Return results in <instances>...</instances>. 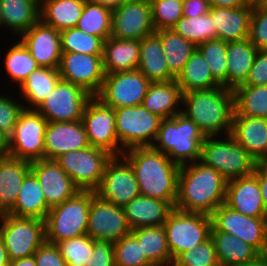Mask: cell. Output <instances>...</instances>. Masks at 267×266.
Masks as SVG:
<instances>
[{
    "mask_svg": "<svg viewBox=\"0 0 267 266\" xmlns=\"http://www.w3.org/2000/svg\"><path fill=\"white\" fill-rule=\"evenodd\" d=\"M226 188L227 180L214 168L200 161L182 165L174 208L211 216L225 204Z\"/></svg>",
    "mask_w": 267,
    "mask_h": 266,
    "instance_id": "obj_1",
    "label": "cell"
},
{
    "mask_svg": "<svg viewBox=\"0 0 267 266\" xmlns=\"http://www.w3.org/2000/svg\"><path fill=\"white\" fill-rule=\"evenodd\" d=\"M122 156L134 170L140 194L168 201L175 207L181 166L152 146L134 147Z\"/></svg>",
    "mask_w": 267,
    "mask_h": 266,
    "instance_id": "obj_2",
    "label": "cell"
},
{
    "mask_svg": "<svg viewBox=\"0 0 267 266\" xmlns=\"http://www.w3.org/2000/svg\"><path fill=\"white\" fill-rule=\"evenodd\" d=\"M181 113L191 119L204 136L231 134L234 92L219 86L182 93Z\"/></svg>",
    "mask_w": 267,
    "mask_h": 266,
    "instance_id": "obj_3",
    "label": "cell"
},
{
    "mask_svg": "<svg viewBox=\"0 0 267 266\" xmlns=\"http://www.w3.org/2000/svg\"><path fill=\"white\" fill-rule=\"evenodd\" d=\"M205 136L183 113L162 119L152 147L179 166L200 161Z\"/></svg>",
    "mask_w": 267,
    "mask_h": 266,
    "instance_id": "obj_4",
    "label": "cell"
},
{
    "mask_svg": "<svg viewBox=\"0 0 267 266\" xmlns=\"http://www.w3.org/2000/svg\"><path fill=\"white\" fill-rule=\"evenodd\" d=\"M200 162L214 168L227 181L252 174L257 165L231 134L206 136L201 145Z\"/></svg>",
    "mask_w": 267,
    "mask_h": 266,
    "instance_id": "obj_5",
    "label": "cell"
},
{
    "mask_svg": "<svg viewBox=\"0 0 267 266\" xmlns=\"http://www.w3.org/2000/svg\"><path fill=\"white\" fill-rule=\"evenodd\" d=\"M91 191H78L60 205L50 208L45 218V240L59 241L87 234Z\"/></svg>",
    "mask_w": 267,
    "mask_h": 266,
    "instance_id": "obj_6",
    "label": "cell"
},
{
    "mask_svg": "<svg viewBox=\"0 0 267 266\" xmlns=\"http://www.w3.org/2000/svg\"><path fill=\"white\" fill-rule=\"evenodd\" d=\"M163 227L166 231L167 246L174 261L181 253L210 238L212 221L211 216L174 208Z\"/></svg>",
    "mask_w": 267,
    "mask_h": 266,
    "instance_id": "obj_7",
    "label": "cell"
},
{
    "mask_svg": "<svg viewBox=\"0 0 267 266\" xmlns=\"http://www.w3.org/2000/svg\"><path fill=\"white\" fill-rule=\"evenodd\" d=\"M116 132L121 148L152 146L162 119L149 112L143 105L116 108Z\"/></svg>",
    "mask_w": 267,
    "mask_h": 266,
    "instance_id": "obj_8",
    "label": "cell"
},
{
    "mask_svg": "<svg viewBox=\"0 0 267 266\" xmlns=\"http://www.w3.org/2000/svg\"><path fill=\"white\" fill-rule=\"evenodd\" d=\"M113 156L107 151L89 146L61 154L55 159L80 191H96L103 178L107 162Z\"/></svg>",
    "mask_w": 267,
    "mask_h": 266,
    "instance_id": "obj_9",
    "label": "cell"
},
{
    "mask_svg": "<svg viewBox=\"0 0 267 266\" xmlns=\"http://www.w3.org/2000/svg\"><path fill=\"white\" fill-rule=\"evenodd\" d=\"M0 236L10 261L27 258L45 241V221L6 213L0 220Z\"/></svg>",
    "mask_w": 267,
    "mask_h": 266,
    "instance_id": "obj_10",
    "label": "cell"
},
{
    "mask_svg": "<svg viewBox=\"0 0 267 266\" xmlns=\"http://www.w3.org/2000/svg\"><path fill=\"white\" fill-rule=\"evenodd\" d=\"M48 121L36 110L24 108L9 138V156L33 162L44 159V136Z\"/></svg>",
    "mask_w": 267,
    "mask_h": 266,
    "instance_id": "obj_11",
    "label": "cell"
},
{
    "mask_svg": "<svg viewBox=\"0 0 267 266\" xmlns=\"http://www.w3.org/2000/svg\"><path fill=\"white\" fill-rule=\"evenodd\" d=\"M81 121L90 146L103 149L112 156H122L124 150L117 137L114 108L92 96L84 108Z\"/></svg>",
    "mask_w": 267,
    "mask_h": 266,
    "instance_id": "obj_12",
    "label": "cell"
},
{
    "mask_svg": "<svg viewBox=\"0 0 267 266\" xmlns=\"http://www.w3.org/2000/svg\"><path fill=\"white\" fill-rule=\"evenodd\" d=\"M150 83L138 69L105 74L101 90L95 97L114 109L142 105Z\"/></svg>",
    "mask_w": 267,
    "mask_h": 266,
    "instance_id": "obj_13",
    "label": "cell"
},
{
    "mask_svg": "<svg viewBox=\"0 0 267 266\" xmlns=\"http://www.w3.org/2000/svg\"><path fill=\"white\" fill-rule=\"evenodd\" d=\"M92 96L82 87L60 80L36 109L48 122L81 121Z\"/></svg>",
    "mask_w": 267,
    "mask_h": 266,
    "instance_id": "obj_14",
    "label": "cell"
},
{
    "mask_svg": "<svg viewBox=\"0 0 267 266\" xmlns=\"http://www.w3.org/2000/svg\"><path fill=\"white\" fill-rule=\"evenodd\" d=\"M212 228L229 233L263 254L267 245V218H255L237 212L225 204L211 215Z\"/></svg>",
    "mask_w": 267,
    "mask_h": 266,
    "instance_id": "obj_15",
    "label": "cell"
},
{
    "mask_svg": "<svg viewBox=\"0 0 267 266\" xmlns=\"http://www.w3.org/2000/svg\"><path fill=\"white\" fill-rule=\"evenodd\" d=\"M95 193L104 201L120 207L140 195L134 170L123 156H113L107 162L102 182Z\"/></svg>",
    "mask_w": 267,
    "mask_h": 266,
    "instance_id": "obj_16",
    "label": "cell"
},
{
    "mask_svg": "<svg viewBox=\"0 0 267 266\" xmlns=\"http://www.w3.org/2000/svg\"><path fill=\"white\" fill-rule=\"evenodd\" d=\"M130 233L123 207L104 201L91 191L87 235L96 241L114 243Z\"/></svg>",
    "mask_w": 267,
    "mask_h": 266,
    "instance_id": "obj_17",
    "label": "cell"
},
{
    "mask_svg": "<svg viewBox=\"0 0 267 266\" xmlns=\"http://www.w3.org/2000/svg\"><path fill=\"white\" fill-rule=\"evenodd\" d=\"M58 71L61 80L78 85L91 96H96L105 78L103 55L62 53Z\"/></svg>",
    "mask_w": 267,
    "mask_h": 266,
    "instance_id": "obj_18",
    "label": "cell"
},
{
    "mask_svg": "<svg viewBox=\"0 0 267 266\" xmlns=\"http://www.w3.org/2000/svg\"><path fill=\"white\" fill-rule=\"evenodd\" d=\"M155 31L150 2L126 1L112 10L113 38L141 40Z\"/></svg>",
    "mask_w": 267,
    "mask_h": 266,
    "instance_id": "obj_19",
    "label": "cell"
},
{
    "mask_svg": "<svg viewBox=\"0 0 267 266\" xmlns=\"http://www.w3.org/2000/svg\"><path fill=\"white\" fill-rule=\"evenodd\" d=\"M18 39L27 47L40 67L58 69L62 56L60 31L39 19Z\"/></svg>",
    "mask_w": 267,
    "mask_h": 266,
    "instance_id": "obj_20",
    "label": "cell"
},
{
    "mask_svg": "<svg viewBox=\"0 0 267 266\" xmlns=\"http://www.w3.org/2000/svg\"><path fill=\"white\" fill-rule=\"evenodd\" d=\"M31 171L38 178L49 208L60 205L80 191L55 160L33 161Z\"/></svg>",
    "mask_w": 267,
    "mask_h": 266,
    "instance_id": "obj_21",
    "label": "cell"
},
{
    "mask_svg": "<svg viewBox=\"0 0 267 266\" xmlns=\"http://www.w3.org/2000/svg\"><path fill=\"white\" fill-rule=\"evenodd\" d=\"M89 146L82 121L48 122L44 136V159L55 160L63 153Z\"/></svg>",
    "mask_w": 267,
    "mask_h": 266,
    "instance_id": "obj_22",
    "label": "cell"
},
{
    "mask_svg": "<svg viewBox=\"0 0 267 266\" xmlns=\"http://www.w3.org/2000/svg\"><path fill=\"white\" fill-rule=\"evenodd\" d=\"M225 205L246 216L267 218L258 177L254 173L227 181Z\"/></svg>",
    "mask_w": 267,
    "mask_h": 266,
    "instance_id": "obj_23",
    "label": "cell"
},
{
    "mask_svg": "<svg viewBox=\"0 0 267 266\" xmlns=\"http://www.w3.org/2000/svg\"><path fill=\"white\" fill-rule=\"evenodd\" d=\"M231 135L256 160L267 162V119L232 116Z\"/></svg>",
    "mask_w": 267,
    "mask_h": 266,
    "instance_id": "obj_24",
    "label": "cell"
},
{
    "mask_svg": "<svg viewBox=\"0 0 267 266\" xmlns=\"http://www.w3.org/2000/svg\"><path fill=\"white\" fill-rule=\"evenodd\" d=\"M127 223L131 230L162 226L174 207L164 200L138 195L124 207Z\"/></svg>",
    "mask_w": 267,
    "mask_h": 266,
    "instance_id": "obj_25",
    "label": "cell"
},
{
    "mask_svg": "<svg viewBox=\"0 0 267 266\" xmlns=\"http://www.w3.org/2000/svg\"><path fill=\"white\" fill-rule=\"evenodd\" d=\"M253 4L238 8H220L210 6L209 13L217 29V39L223 41H241L249 38L250 17Z\"/></svg>",
    "mask_w": 267,
    "mask_h": 266,
    "instance_id": "obj_26",
    "label": "cell"
},
{
    "mask_svg": "<svg viewBox=\"0 0 267 266\" xmlns=\"http://www.w3.org/2000/svg\"><path fill=\"white\" fill-rule=\"evenodd\" d=\"M142 105L163 119L181 113L182 92L177 81L151 82Z\"/></svg>",
    "mask_w": 267,
    "mask_h": 266,
    "instance_id": "obj_27",
    "label": "cell"
},
{
    "mask_svg": "<svg viewBox=\"0 0 267 266\" xmlns=\"http://www.w3.org/2000/svg\"><path fill=\"white\" fill-rule=\"evenodd\" d=\"M140 40L116 39L104 41L103 67L105 74L138 69Z\"/></svg>",
    "mask_w": 267,
    "mask_h": 266,
    "instance_id": "obj_28",
    "label": "cell"
},
{
    "mask_svg": "<svg viewBox=\"0 0 267 266\" xmlns=\"http://www.w3.org/2000/svg\"><path fill=\"white\" fill-rule=\"evenodd\" d=\"M138 70L150 82L176 80L169 72L159 35L154 32L140 40Z\"/></svg>",
    "mask_w": 267,
    "mask_h": 266,
    "instance_id": "obj_29",
    "label": "cell"
},
{
    "mask_svg": "<svg viewBox=\"0 0 267 266\" xmlns=\"http://www.w3.org/2000/svg\"><path fill=\"white\" fill-rule=\"evenodd\" d=\"M31 171V162L11 156L0 160V207L7 213L17 200L22 182Z\"/></svg>",
    "mask_w": 267,
    "mask_h": 266,
    "instance_id": "obj_30",
    "label": "cell"
},
{
    "mask_svg": "<svg viewBox=\"0 0 267 266\" xmlns=\"http://www.w3.org/2000/svg\"><path fill=\"white\" fill-rule=\"evenodd\" d=\"M49 210L38 178L30 171L22 182L15 205L7 213L15 217L45 220Z\"/></svg>",
    "mask_w": 267,
    "mask_h": 266,
    "instance_id": "obj_31",
    "label": "cell"
},
{
    "mask_svg": "<svg viewBox=\"0 0 267 266\" xmlns=\"http://www.w3.org/2000/svg\"><path fill=\"white\" fill-rule=\"evenodd\" d=\"M1 27L19 38L40 19V6L33 0H0Z\"/></svg>",
    "mask_w": 267,
    "mask_h": 266,
    "instance_id": "obj_32",
    "label": "cell"
},
{
    "mask_svg": "<svg viewBox=\"0 0 267 266\" xmlns=\"http://www.w3.org/2000/svg\"><path fill=\"white\" fill-rule=\"evenodd\" d=\"M61 80L58 69L39 67L21 83L19 97L27 109H37ZM25 103V104H24ZM28 105V106H27Z\"/></svg>",
    "mask_w": 267,
    "mask_h": 266,
    "instance_id": "obj_33",
    "label": "cell"
},
{
    "mask_svg": "<svg viewBox=\"0 0 267 266\" xmlns=\"http://www.w3.org/2000/svg\"><path fill=\"white\" fill-rule=\"evenodd\" d=\"M257 53L249 38L227 42V88L234 90L246 81Z\"/></svg>",
    "mask_w": 267,
    "mask_h": 266,
    "instance_id": "obj_34",
    "label": "cell"
},
{
    "mask_svg": "<svg viewBox=\"0 0 267 266\" xmlns=\"http://www.w3.org/2000/svg\"><path fill=\"white\" fill-rule=\"evenodd\" d=\"M210 238L220 266H238L260 255L253 246L229 233L211 230Z\"/></svg>",
    "mask_w": 267,
    "mask_h": 266,
    "instance_id": "obj_35",
    "label": "cell"
},
{
    "mask_svg": "<svg viewBox=\"0 0 267 266\" xmlns=\"http://www.w3.org/2000/svg\"><path fill=\"white\" fill-rule=\"evenodd\" d=\"M86 0H44L40 20L58 31L76 27Z\"/></svg>",
    "mask_w": 267,
    "mask_h": 266,
    "instance_id": "obj_36",
    "label": "cell"
},
{
    "mask_svg": "<svg viewBox=\"0 0 267 266\" xmlns=\"http://www.w3.org/2000/svg\"><path fill=\"white\" fill-rule=\"evenodd\" d=\"M176 81L182 93L209 90L221 86L213 78L208 62L198 49L186 62Z\"/></svg>",
    "mask_w": 267,
    "mask_h": 266,
    "instance_id": "obj_37",
    "label": "cell"
},
{
    "mask_svg": "<svg viewBox=\"0 0 267 266\" xmlns=\"http://www.w3.org/2000/svg\"><path fill=\"white\" fill-rule=\"evenodd\" d=\"M155 32L159 35L169 72L177 78L197 46L181 37L173 29Z\"/></svg>",
    "mask_w": 267,
    "mask_h": 266,
    "instance_id": "obj_38",
    "label": "cell"
},
{
    "mask_svg": "<svg viewBox=\"0 0 267 266\" xmlns=\"http://www.w3.org/2000/svg\"><path fill=\"white\" fill-rule=\"evenodd\" d=\"M233 92V116H249L267 119V85H239Z\"/></svg>",
    "mask_w": 267,
    "mask_h": 266,
    "instance_id": "obj_39",
    "label": "cell"
},
{
    "mask_svg": "<svg viewBox=\"0 0 267 266\" xmlns=\"http://www.w3.org/2000/svg\"><path fill=\"white\" fill-rule=\"evenodd\" d=\"M131 234L141 244V249L150 263L174 262L167 246L163 225L133 229Z\"/></svg>",
    "mask_w": 267,
    "mask_h": 266,
    "instance_id": "obj_40",
    "label": "cell"
},
{
    "mask_svg": "<svg viewBox=\"0 0 267 266\" xmlns=\"http://www.w3.org/2000/svg\"><path fill=\"white\" fill-rule=\"evenodd\" d=\"M18 42H14L7 52H5V58H3L4 70L6 71L9 82L17 84L19 87L23 81L40 66L30 54L27 47L19 39ZM12 81V82H11Z\"/></svg>",
    "mask_w": 267,
    "mask_h": 266,
    "instance_id": "obj_41",
    "label": "cell"
},
{
    "mask_svg": "<svg viewBox=\"0 0 267 266\" xmlns=\"http://www.w3.org/2000/svg\"><path fill=\"white\" fill-rule=\"evenodd\" d=\"M76 28L105 41L110 37L112 31V10L86 0Z\"/></svg>",
    "mask_w": 267,
    "mask_h": 266,
    "instance_id": "obj_42",
    "label": "cell"
},
{
    "mask_svg": "<svg viewBox=\"0 0 267 266\" xmlns=\"http://www.w3.org/2000/svg\"><path fill=\"white\" fill-rule=\"evenodd\" d=\"M172 29L196 46L217 38V29L209 12L197 17L182 16Z\"/></svg>",
    "mask_w": 267,
    "mask_h": 266,
    "instance_id": "obj_43",
    "label": "cell"
},
{
    "mask_svg": "<svg viewBox=\"0 0 267 266\" xmlns=\"http://www.w3.org/2000/svg\"><path fill=\"white\" fill-rule=\"evenodd\" d=\"M62 53H85L103 55L104 40L79 30L76 27L60 31Z\"/></svg>",
    "mask_w": 267,
    "mask_h": 266,
    "instance_id": "obj_44",
    "label": "cell"
},
{
    "mask_svg": "<svg viewBox=\"0 0 267 266\" xmlns=\"http://www.w3.org/2000/svg\"><path fill=\"white\" fill-rule=\"evenodd\" d=\"M227 42L221 39H211L197 46L208 62L213 78L227 88Z\"/></svg>",
    "mask_w": 267,
    "mask_h": 266,
    "instance_id": "obj_45",
    "label": "cell"
},
{
    "mask_svg": "<svg viewBox=\"0 0 267 266\" xmlns=\"http://www.w3.org/2000/svg\"><path fill=\"white\" fill-rule=\"evenodd\" d=\"M67 266H86L92 256L94 239L85 234L56 243Z\"/></svg>",
    "mask_w": 267,
    "mask_h": 266,
    "instance_id": "obj_46",
    "label": "cell"
},
{
    "mask_svg": "<svg viewBox=\"0 0 267 266\" xmlns=\"http://www.w3.org/2000/svg\"><path fill=\"white\" fill-rule=\"evenodd\" d=\"M113 244L116 266H143L150 263L141 249V244L131 233Z\"/></svg>",
    "mask_w": 267,
    "mask_h": 266,
    "instance_id": "obj_47",
    "label": "cell"
},
{
    "mask_svg": "<svg viewBox=\"0 0 267 266\" xmlns=\"http://www.w3.org/2000/svg\"><path fill=\"white\" fill-rule=\"evenodd\" d=\"M152 23L156 31L172 29L183 16V2L172 0H150Z\"/></svg>",
    "mask_w": 267,
    "mask_h": 266,
    "instance_id": "obj_48",
    "label": "cell"
},
{
    "mask_svg": "<svg viewBox=\"0 0 267 266\" xmlns=\"http://www.w3.org/2000/svg\"><path fill=\"white\" fill-rule=\"evenodd\" d=\"M174 266H220L211 238L195 248L181 253L173 262Z\"/></svg>",
    "mask_w": 267,
    "mask_h": 266,
    "instance_id": "obj_49",
    "label": "cell"
},
{
    "mask_svg": "<svg viewBox=\"0 0 267 266\" xmlns=\"http://www.w3.org/2000/svg\"><path fill=\"white\" fill-rule=\"evenodd\" d=\"M0 93V132L8 138L13 134L18 116L24 109L21 99Z\"/></svg>",
    "mask_w": 267,
    "mask_h": 266,
    "instance_id": "obj_50",
    "label": "cell"
},
{
    "mask_svg": "<svg viewBox=\"0 0 267 266\" xmlns=\"http://www.w3.org/2000/svg\"><path fill=\"white\" fill-rule=\"evenodd\" d=\"M249 40L259 50H267V6L254 4L250 17Z\"/></svg>",
    "mask_w": 267,
    "mask_h": 266,
    "instance_id": "obj_51",
    "label": "cell"
},
{
    "mask_svg": "<svg viewBox=\"0 0 267 266\" xmlns=\"http://www.w3.org/2000/svg\"><path fill=\"white\" fill-rule=\"evenodd\" d=\"M37 266H67L56 244L44 241L33 255Z\"/></svg>",
    "mask_w": 267,
    "mask_h": 266,
    "instance_id": "obj_52",
    "label": "cell"
},
{
    "mask_svg": "<svg viewBox=\"0 0 267 266\" xmlns=\"http://www.w3.org/2000/svg\"><path fill=\"white\" fill-rule=\"evenodd\" d=\"M86 266H116L114 244L94 240V249Z\"/></svg>",
    "mask_w": 267,
    "mask_h": 266,
    "instance_id": "obj_53",
    "label": "cell"
},
{
    "mask_svg": "<svg viewBox=\"0 0 267 266\" xmlns=\"http://www.w3.org/2000/svg\"><path fill=\"white\" fill-rule=\"evenodd\" d=\"M242 85H267V50H259L246 81Z\"/></svg>",
    "mask_w": 267,
    "mask_h": 266,
    "instance_id": "obj_54",
    "label": "cell"
},
{
    "mask_svg": "<svg viewBox=\"0 0 267 266\" xmlns=\"http://www.w3.org/2000/svg\"><path fill=\"white\" fill-rule=\"evenodd\" d=\"M209 10V0H184L182 15L184 17H197L207 14Z\"/></svg>",
    "mask_w": 267,
    "mask_h": 266,
    "instance_id": "obj_55",
    "label": "cell"
},
{
    "mask_svg": "<svg viewBox=\"0 0 267 266\" xmlns=\"http://www.w3.org/2000/svg\"><path fill=\"white\" fill-rule=\"evenodd\" d=\"M253 173L258 177L265 213L267 214V162H258Z\"/></svg>",
    "mask_w": 267,
    "mask_h": 266,
    "instance_id": "obj_56",
    "label": "cell"
},
{
    "mask_svg": "<svg viewBox=\"0 0 267 266\" xmlns=\"http://www.w3.org/2000/svg\"><path fill=\"white\" fill-rule=\"evenodd\" d=\"M209 4L212 7L220 8H238L250 5L247 0H209Z\"/></svg>",
    "mask_w": 267,
    "mask_h": 266,
    "instance_id": "obj_57",
    "label": "cell"
},
{
    "mask_svg": "<svg viewBox=\"0 0 267 266\" xmlns=\"http://www.w3.org/2000/svg\"><path fill=\"white\" fill-rule=\"evenodd\" d=\"M90 1L108 7L111 10L120 7L124 2H126V0H90Z\"/></svg>",
    "mask_w": 267,
    "mask_h": 266,
    "instance_id": "obj_58",
    "label": "cell"
},
{
    "mask_svg": "<svg viewBox=\"0 0 267 266\" xmlns=\"http://www.w3.org/2000/svg\"><path fill=\"white\" fill-rule=\"evenodd\" d=\"M0 155L2 157L9 156V138L0 132Z\"/></svg>",
    "mask_w": 267,
    "mask_h": 266,
    "instance_id": "obj_59",
    "label": "cell"
},
{
    "mask_svg": "<svg viewBox=\"0 0 267 266\" xmlns=\"http://www.w3.org/2000/svg\"><path fill=\"white\" fill-rule=\"evenodd\" d=\"M10 266H37L33 256L10 261Z\"/></svg>",
    "mask_w": 267,
    "mask_h": 266,
    "instance_id": "obj_60",
    "label": "cell"
},
{
    "mask_svg": "<svg viewBox=\"0 0 267 266\" xmlns=\"http://www.w3.org/2000/svg\"><path fill=\"white\" fill-rule=\"evenodd\" d=\"M10 264L7 250L3 243L2 237L0 236V266H7Z\"/></svg>",
    "mask_w": 267,
    "mask_h": 266,
    "instance_id": "obj_61",
    "label": "cell"
},
{
    "mask_svg": "<svg viewBox=\"0 0 267 266\" xmlns=\"http://www.w3.org/2000/svg\"><path fill=\"white\" fill-rule=\"evenodd\" d=\"M238 266H267V259L263 254H260L254 260Z\"/></svg>",
    "mask_w": 267,
    "mask_h": 266,
    "instance_id": "obj_62",
    "label": "cell"
},
{
    "mask_svg": "<svg viewBox=\"0 0 267 266\" xmlns=\"http://www.w3.org/2000/svg\"><path fill=\"white\" fill-rule=\"evenodd\" d=\"M143 266H174V265L173 262H169V263H148Z\"/></svg>",
    "mask_w": 267,
    "mask_h": 266,
    "instance_id": "obj_63",
    "label": "cell"
},
{
    "mask_svg": "<svg viewBox=\"0 0 267 266\" xmlns=\"http://www.w3.org/2000/svg\"><path fill=\"white\" fill-rule=\"evenodd\" d=\"M250 4H258L261 0H247Z\"/></svg>",
    "mask_w": 267,
    "mask_h": 266,
    "instance_id": "obj_64",
    "label": "cell"
},
{
    "mask_svg": "<svg viewBox=\"0 0 267 266\" xmlns=\"http://www.w3.org/2000/svg\"><path fill=\"white\" fill-rule=\"evenodd\" d=\"M5 212L0 207V220L5 216Z\"/></svg>",
    "mask_w": 267,
    "mask_h": 266,
    "instance_id": "obj_65",
    "label": "cell"
},
{
    "mask_svg": "<svg viewBox=\"0 0 267 266\" xmlns=\"http://www.w3.org/2000/svg\"><path fill=\"white\" fill-rule=\"evenodd\" d=\"M258 4L267 6V0H261Z\"/></svg>",
    "mask_w": 267,
    "mask_h": 266,
    "instance_id": "obj_66",
    "label": "cell"
},
{
    "mask_svg": "<svg viewBox=\"0 0 267 266\" xmlns=\"http://www.w3.org/2000/svg\"><path fill=\"white\" fill-rule=\"evenodd\" d=\"M33 1L36 2L39 6H41L44 0H33Z\"/></svg>",
    "mask_w": 267,
    "mask_h": 266,
    "instance_id": "obj_67",
    "label": "cell"
},
{
    "mask_svg": "<svg viewBox=\"0 0 267 266\" xmlns=\"http://www.w3.org/2000/svg\"><path fill=\"white\" fill-rule=\"evenodd\" d=\"M126 1H142V2H150V0H126Z\"/></svg>",
    "mask_w": 267,
    "mask_h": 266,
    "instance_id": "obj_68",
    "label": "cell"
},
{
    "mask_svg": "<svg viewBox=\"0 0 267 266\" xmlns=\"http://www.w3.org/2000/svg\"><path fill=\"white\" fill-rule=\"evenodd\" d=\"M263 255H264V256L266 257V259H267V245H266V247H265V251H264Z\"/></svg>",
    "mask_w": 267,
    "mask_h": 266,
    "instance_id": "obj_69",
    "label": "cell"
},
{
    "mask_svg": "<svg viewBox=\"0 0 267 266\" xmlns=\"http://www.w3.org/2000/svg\"><path fill=\"white\" fill-rule=\"evenodd\" d=\"M172 1H176V2H184V0H172Z\"/></svg>",
    "mask_w": 267,
    "mask_h": 266,
    "instance_id": "obj_70",
    "label": "cell"
},
{
    "mask_svg": "<svg viewBox=\"0 0 267 266\" xmlns=\"http://www.w3.org/2000/svg\"><path fill=\"white\" fill-rule=\"evenodd\" d=\"M0 28H1V12H0Z\"/></svg>",
    "mask_w": 267,
    "mask_h": 266,
    "instance_id": "obj_71",
    "label": "cell"
}]
</instances>
